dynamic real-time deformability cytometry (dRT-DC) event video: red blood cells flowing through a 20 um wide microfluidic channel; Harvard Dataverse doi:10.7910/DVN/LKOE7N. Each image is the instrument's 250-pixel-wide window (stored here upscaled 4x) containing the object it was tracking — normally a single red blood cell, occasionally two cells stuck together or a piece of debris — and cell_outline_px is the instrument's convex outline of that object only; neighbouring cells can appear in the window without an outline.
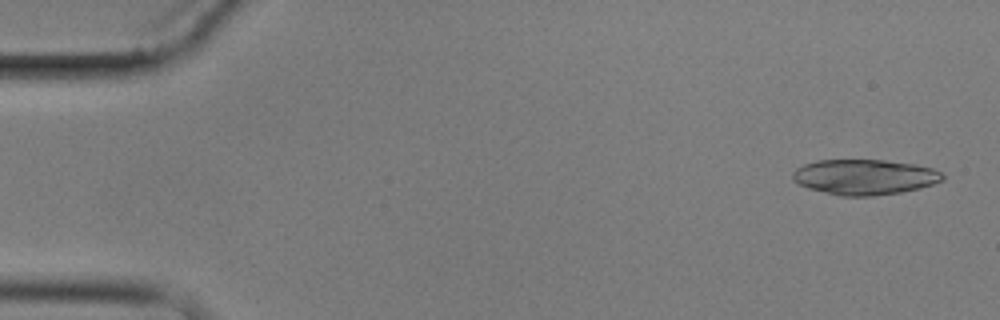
{"species": "common noctule bat (a hibernating species)", "species_latin": "Nyctalus noctula", "temperature_condition": "cold", "stored_images_in_passage": 4, "camera_frame_rate_fps": 3000, "um_per_image_px": 0.085, "animal": {"sex": "male", "body_mass_g": 17.9}, "frame": {"image": 1, "passage_image": 1, "time_ms": 0.0, "image_size_px": [1000, 320], "cell_outline_px": [[944, 180], [920, 188], [900, 192], [872, 196], [840, 196], [808, 188], [792, 180], [792, 172], [796, 168], [804, 164], [816, 160], [884, 160], [916, 164], [932, 168], [940, 172], [944, 176]], "centroid_in_image_um": [73.47, 15.04], "position_along_channel_um": 11.5, "area_um2": 30.92}}